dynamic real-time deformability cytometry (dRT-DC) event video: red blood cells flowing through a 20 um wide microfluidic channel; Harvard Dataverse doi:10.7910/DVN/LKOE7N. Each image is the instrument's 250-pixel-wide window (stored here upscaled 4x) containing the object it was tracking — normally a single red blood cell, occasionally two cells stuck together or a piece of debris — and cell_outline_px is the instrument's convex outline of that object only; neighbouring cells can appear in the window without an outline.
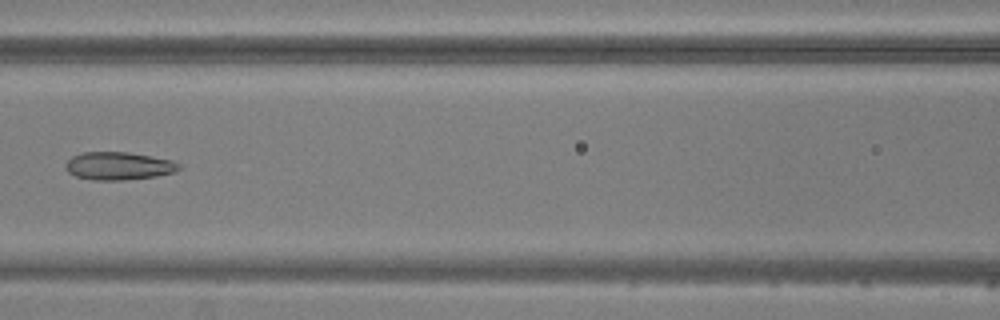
{"species": "common noctule bat (a hibernating species)", "species_latin": "Nyctalus noctula", "temperature_condition": "warm", "stored_images_in_passage": 7, "camera_frame_rate_fps": 3000, "um_per_image_px": 0.085, "animal": {"sex": "male", "body_mass_g": 20.5, "forearm_length_mm": 52.5}, "frame": {"image": 1, "passage_image": 7, "time_ms": 7.0, "image_size_px": [1000, 320], "cell_outline_px": [[180, 168], [176, 172], [156, 176], [124, 180], [92, 180], [76, 176], [68, 172], [64, 168], [64, 164], [72, 156], [84, 152], [128, 152], [172, 160], [180, 164]], "centroid_in_image_um": [10.07, 14.11], "position_along_channel_um": 156.5, "area_um2": 18.5}}